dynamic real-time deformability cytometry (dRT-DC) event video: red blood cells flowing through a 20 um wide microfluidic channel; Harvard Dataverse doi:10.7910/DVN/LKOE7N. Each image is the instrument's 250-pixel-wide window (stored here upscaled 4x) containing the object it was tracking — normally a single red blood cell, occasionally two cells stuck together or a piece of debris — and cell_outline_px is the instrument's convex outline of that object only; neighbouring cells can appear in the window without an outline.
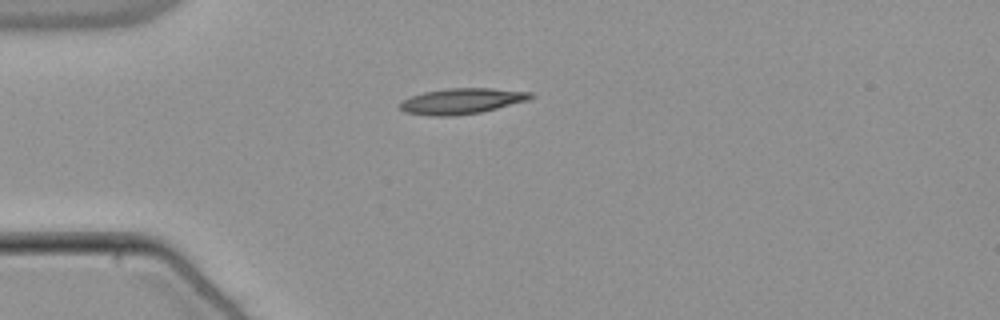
{"species": "common noctule bat (a hibernating species)", "species_latin": "Nyctalus noctula", "temperature_condition": "warm", "stored_images_in_passage": 40, "camera_frame_rate_fps": 3000, "um_per_image_px": 0.085, "animal": {"sex": "male", "body_mass_g": 21.5, "forearm_length_mm": 52.0}, "frame": {"image": 1, "passage_image": 1, "time_ms": 0.0, "image_size_px": [1000, 320], "cell_outline_px": [[536, 96], [528, 100], [480, 112], [456, 116], [432, 116], [404, 112], [400, 108], [400, 104], [404, 100], [412, 96], [424, 92], [448, 88], [492, 88], [532, 92]], "centroid_in_image_um": [39.27, 8.59], "position_along_channel_um": 45.7, "area_um2": 19.48}}
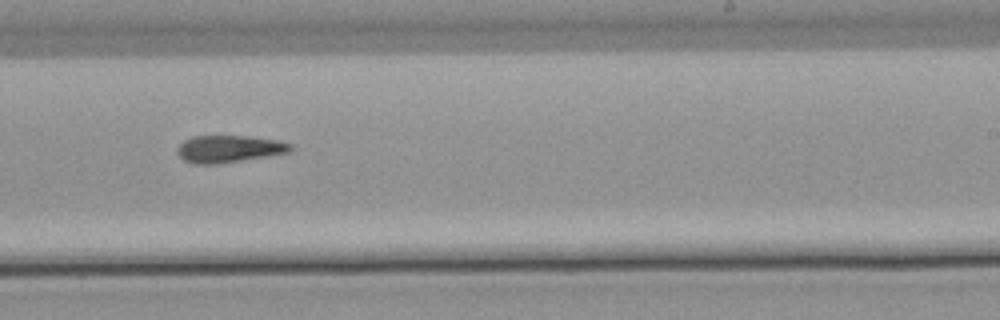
{"frame": {"image": 2, "passage_image": 20, "time_ms": 6.333, "image_size_px": [1000, 320], "cell_outline_px": [[292, 152], [216, 164], [192, 164], [184, 160], [176, 152], [176, 148], [184, 140], [192, 136], [248, 136], [276, 140], [292, 144]], "centroid_in_image_um": [19.44, 12.65], "position_along_channel_um": 269.6, "area_um2": 17.92}}
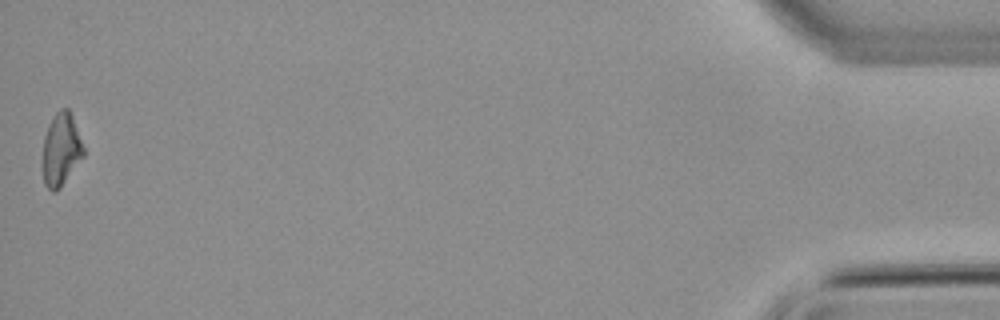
{"frame": {"image": 3, "passage_image": 40, "time_ms": 13.0, "image_size_px": [1000, 320], "cell_outline_px": [[84, 156], [60, 188], [56, 192], [52, 192], [44, 184], [44, 136], [48, 124], [56, 112], [60, 108], [68, 108], [72, 116], [84, 148]], "centroid_in_image_um": [5.2, 12.71], "position_along_channel_um": 430.0, "area_um2": 17.05}}